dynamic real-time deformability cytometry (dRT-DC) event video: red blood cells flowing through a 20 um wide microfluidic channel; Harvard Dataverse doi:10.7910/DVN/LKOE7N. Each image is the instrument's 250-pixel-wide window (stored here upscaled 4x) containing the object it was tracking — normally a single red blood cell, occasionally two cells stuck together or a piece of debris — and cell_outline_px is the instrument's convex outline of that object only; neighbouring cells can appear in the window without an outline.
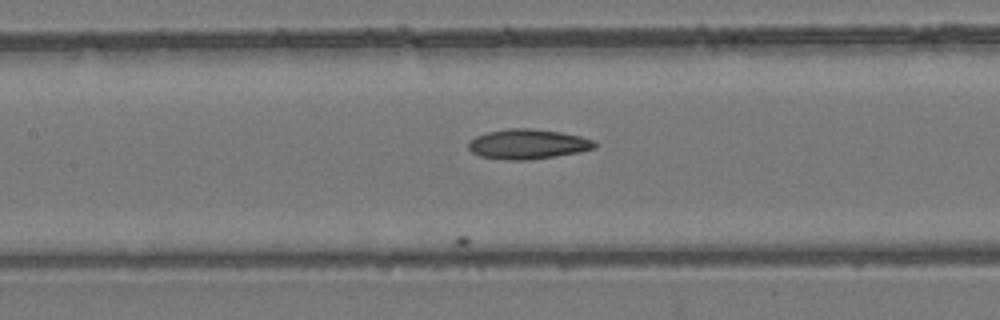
{"species": "common noctule bat (a hibernating species)", "species_latin": "Nyctalus noctula", "temperature_condition": "room temperature", "stored_images_in_passage": 12, "camera_frame_rate_fps": 3000, "um_per_image_px": 0.085, "animal": {"sex": "female", "body_mass_g": 24.6, "forearm_length_mm": 56.2}, "frame": {"image": 1, "passage_image": 7, "time_ms": 2.0, "image_size_px": [1000, 320], "cell_outline_px": [[596, 148], [580, 152], [556, 156], [528, 160], [504, 160], [480, 156], [472, 152], [468, 148], [468, 144], [476, 136], [488, 132], [508, 128], [532, 128], [560, 132], [580, 136], [596, 140]], "centroid_in_image_um": [44.89, 12.25], "position_along_channel_um": 162.5, "area_um2": 22.08}}